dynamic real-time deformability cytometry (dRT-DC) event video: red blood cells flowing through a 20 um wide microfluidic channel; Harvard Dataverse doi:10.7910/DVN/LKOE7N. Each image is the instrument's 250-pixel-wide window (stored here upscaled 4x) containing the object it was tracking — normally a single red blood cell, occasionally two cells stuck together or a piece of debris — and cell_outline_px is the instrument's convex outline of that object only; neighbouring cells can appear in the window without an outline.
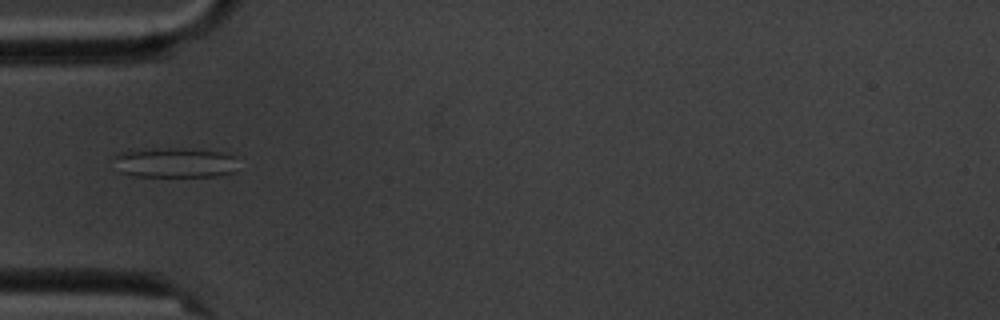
{"species": "common noctule bat (a hibernating species)", "species_latin": "Nyctalus noctula", "temperature_condition": "cold", "stored_images_in_passage": 6, "camera_frame_rate_fps": 3000, "um_per_image_px": 0.085, "animal": {"sex": "male", "body_mass_g": 20.1, "forearm_length_mm": 53.5}, "frame": {"image": 1, "passage_image": 2, "time_ms": 1.333, "image_size_px": [1000, 320], "cell_outline_px": [[236, 172], [212, 176], [132, 176], [120, 172], [108, 156], [120, 152], [152, 148], [176, 148], [220, 152], [236, 156]], "centroid_in_image_um": [14.77, 13.82], "position_along_channel_um": 70.2, "area_um2": 22.02}}
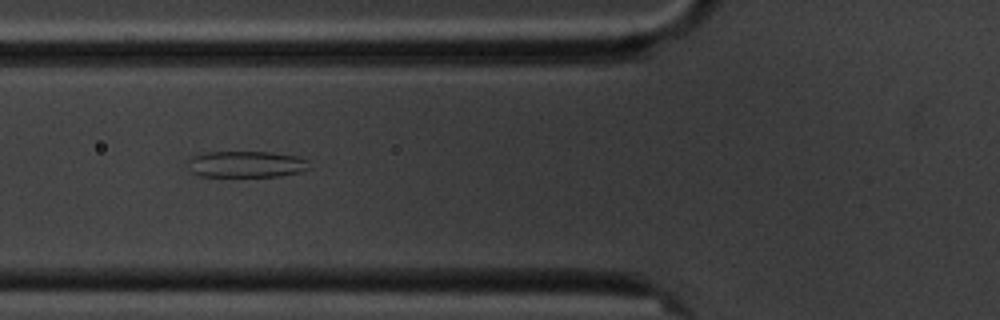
{"frame": {"image": 2, "passage_image": 3, "time_ms": 2.333, "image_size_px": [1000, 320], "cell_outline_px": [[312, 168], [300, 172], [280, 176], [200, 176], [192, 172], [184, 160], [192, 156], [208, 152], [272, 152], [296, 156], [308, 160]], "centroid_in_image_um": [20.93, 13.95], "position_along_channel_um": 104.9, "area_um2": 18.9}}
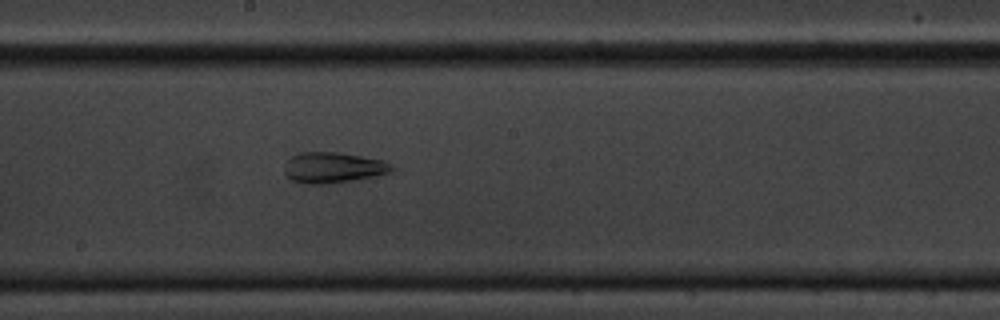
{"frame": {"image": 3, "passage_image": 6, "time_ms": 5.667, "image_size_px": [1000, 320], "cell_outline_px": [[396, 168], [388, 172], [372, 176], [324, 184], [304, 184], [292, 180], [284, 172], [284, 164], [292, 156], [300, 152], [336, 152], [384, 160], [392, 164]], "centroid_in_image_um": [28.28, 14.23], "position_along_channel_um": 219.9, "area_um2": 18.96}}